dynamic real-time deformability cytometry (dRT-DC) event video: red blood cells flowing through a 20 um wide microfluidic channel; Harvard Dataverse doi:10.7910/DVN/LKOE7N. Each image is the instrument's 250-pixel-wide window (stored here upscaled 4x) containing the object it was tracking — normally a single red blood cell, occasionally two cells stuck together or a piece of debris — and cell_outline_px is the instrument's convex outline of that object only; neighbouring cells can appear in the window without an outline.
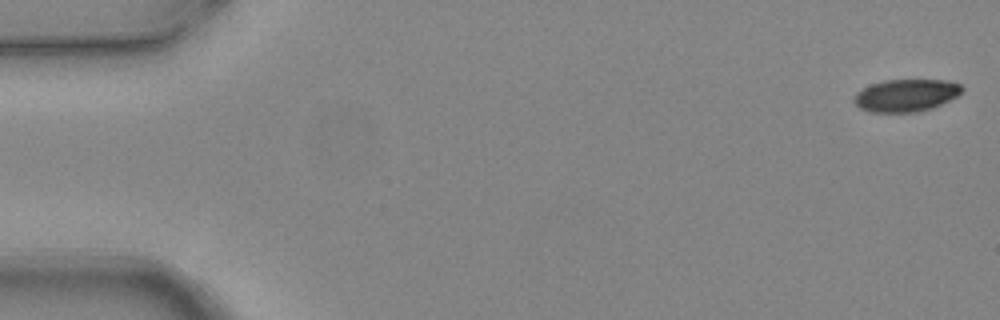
{"species": "common noctule bat (a hibernating species)", "species_latin": "Nyctalus noctula", "temperature_condition": "warm", "stored_images_in_passage": 6, "camera_frame_rate_fps": 3000, "um_per_image_px": 0.085, "animal": {"sex": "female", "body_mass_g": 24.6, "forearm_length_mm": 56.2}, "frame": {"image": 1, "passage_image": 1, "time_ms": 0.0, "image_size_px": [1000, 320], "cell_outline_px": [[964, 88], [956, 96], [932, 108], [916, 112], [868, 112], [860, 108], [852, 100], [856, 92], [872, 84], [884, 80], [948, 80], [960, 84]], "centroid_in_image_um": [76.98, 8.1], "position_along_channel_um": 8.0, "area_um2": 20.29}}
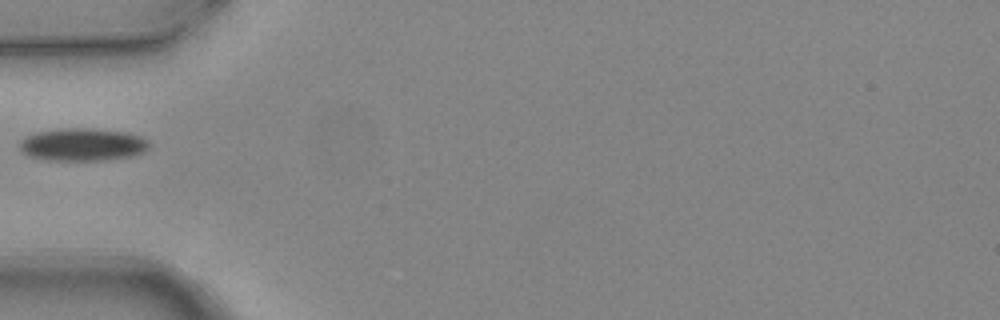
{"frame": {"image": 2, "passage_image": 5, "time_ms": 1.333, "image_size_px": [1000, 320], "cell_outline_px": [[148, 148], [144, 152], [132, 156], [104, 160], [48, 160], [32, 156], [24, 152], [20, 148], [20, 140], [36, 132], [68, 128], [88, 128], [124, 132], [140, 136], [148, 140]], "centroid_in_image_um": [7.05, 12.29], "position_along_channel_um": 78.0, "area_um2": 24.33}}
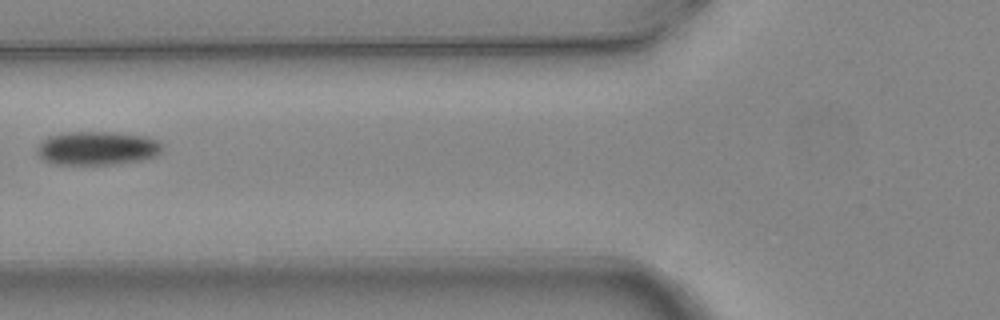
{"frame": {"image": 3, "passage_image": 6, "time_ms": 1.667, "image_size_px": [1000, 320], "cell_outline_px": [[164, 148], [156, 156], [140, 160], [112, 164], [56, 164], [44, 160], [36, 152], [36, 148], [40, 140], [48, 136], [64, 132], [112, 132], [148, 136], [160, 140], [164, 144]], "centroid_in_image_um": [8.28, 12.58], "position_along_channel_um": 117.5, "area_um2": 24.91}}